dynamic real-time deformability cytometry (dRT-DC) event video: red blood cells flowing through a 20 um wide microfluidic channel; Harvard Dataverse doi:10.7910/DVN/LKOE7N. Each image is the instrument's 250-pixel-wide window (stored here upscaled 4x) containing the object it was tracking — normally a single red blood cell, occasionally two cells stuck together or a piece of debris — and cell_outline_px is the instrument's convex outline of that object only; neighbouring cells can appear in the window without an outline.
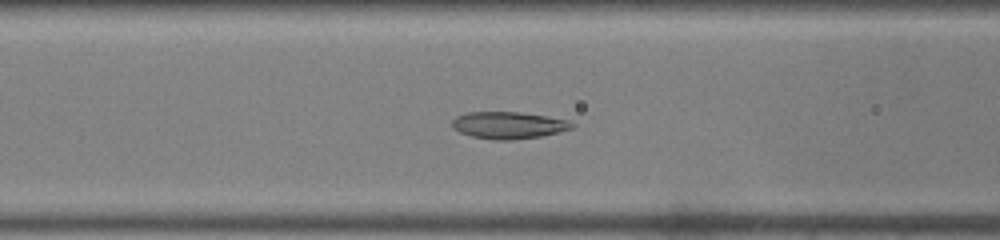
{"species": "common noctule bat (a hibernating species)", "species_latin": "Nyctalus noctula", "temperature_condition": "warm", "stored_images_in_passage": 49, "camera_frame_rate_fps": 3000, "um_per_image_px": 0.085, "animal": {"sex": "male", "body_mass_g": 19.0, "forearm_length_mm": 50.8}, "frame": {"image": 1, "passage_image": 20, "time_ms": 6.333, "image_size_px": [1000, 240], "cell_outline_px": [[576, 124], [572, 128], [540, 136], [512, 140], [492, 140], [472, 136], [460, 132], [452, 128], [452, 120], [456, 116], [468, 112], [520, 112], [568, 120]], "centroid_in_image_um": [43.19, 10.64], "position_along_channel_um": 123.4, "area_um2": 18.73}}
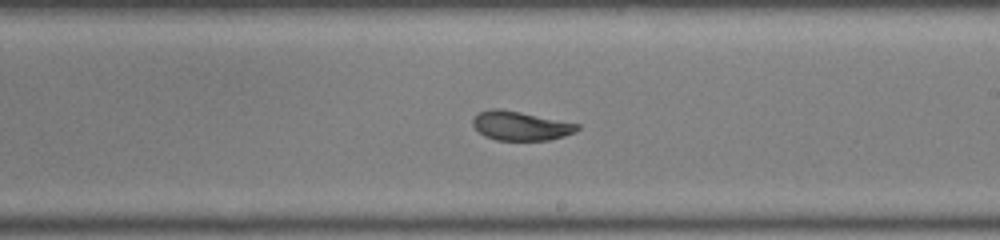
{"frame": {"image": 2, "passage_image": 29, "time_ms": 9.333, "image_size_px": [1000, 240], "cell_outline_px": [[580, 128], [576, 132], [564, 136], [548, 140], [496, 140], [484, 136], [472, 124], [472, 120], [480, 112], [492, 108], [500, 108], [580, 124]], "centroid_in_image_um": [44.27, 10.7], "position_along_channel_um": 244.7, "area_um2": 17.63}}
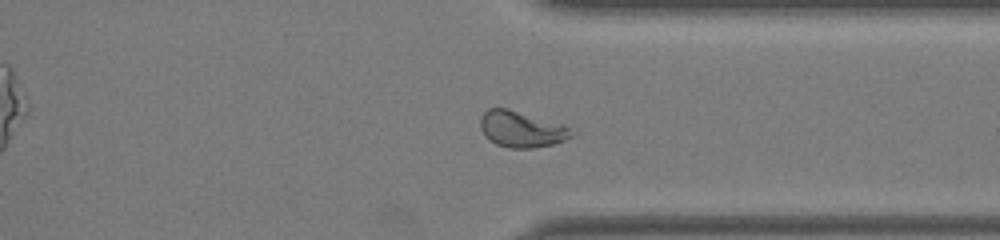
{"frame": {"image": 3, "passage_image": 38, "time_ms": 12.333, "image_size_px": [1000, 240], "cell_outline_px": [[572, 136], [556, 144], [532, 148], [508, 148], [496, 144], [488, 140], [484, 136], [480, 128], [480, 116], [488, 108], [508, 108], [564, 124], [568, 128]], "centroid_in_image_um": [44.27, 10.98], "position_along_channel_um": 367.1, "area_um2": 19.36}, "authors_computed_cell_mechanics": {"area_um2": 19.5364, "velocity_mm_per_s": 4.0522, "shape_relaxation_time_tau1_ms": 5.6378, "shape_relaxation_time_tau2_ms": 1.1459, "deformation_change_tau1": 0.1752, "deformation_change_tau2": 0.0689}}